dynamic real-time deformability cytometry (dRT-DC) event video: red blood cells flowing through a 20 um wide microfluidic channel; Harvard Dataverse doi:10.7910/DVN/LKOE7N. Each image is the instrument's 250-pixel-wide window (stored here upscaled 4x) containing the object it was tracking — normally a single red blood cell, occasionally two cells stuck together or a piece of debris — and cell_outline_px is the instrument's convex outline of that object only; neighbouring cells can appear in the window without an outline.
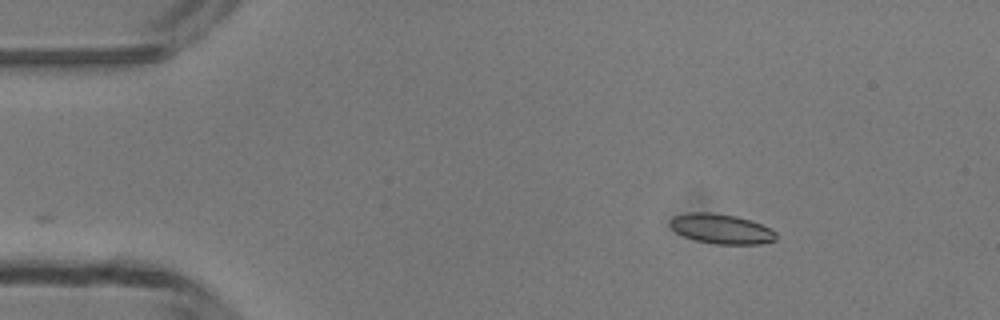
{"species": "common noctule bat (a hibernating species)", "species_latin": "Nyctalus noctula", "temperature_condition": "room temperature", "stored_images_in_passage": 43, "camera_frame_rate_fps": 3000, "um_per_image_px": 0.085, "animal": {"sex": "male", "body_mass_g": 13.3}, "frame": {"image": 1, "passage_image": 1, "time_ms": 0.0, "image_size_px": [1000, 320], "cell_outline_px": [[776, 240], [760, 244], [716, 244], [696, 240], [684, 236], [676, 232], [668, 224], [668, 220], [672, 216], [688, 212], [712, 212], [736, 216], [752, 220], [776, 232]], "centroid_in_image_um": [61.27, 19.44], "position_along_channel_um": 23.7, "area_um2": 18.55}}
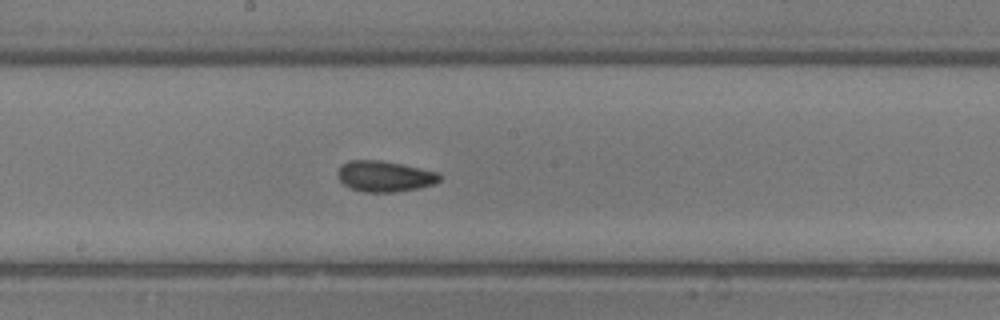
{"frame": {"image": 2, "passage_image": 20, "time_ms": 6.333, "image_size_px": [1000, 320], "cell_outline_px": [[440, 180], [436, 184], [420, 188], [396, 192], [364, 192], [352, 188], [344, 184], [336, 176], [336, 172], [340, 164], [348, 160], [380, 160], [440, 172]], "centroid_in_image_um": [32.69, 14.98], "position_along_channel_um": 215.5, "area_um2": 18.55}}
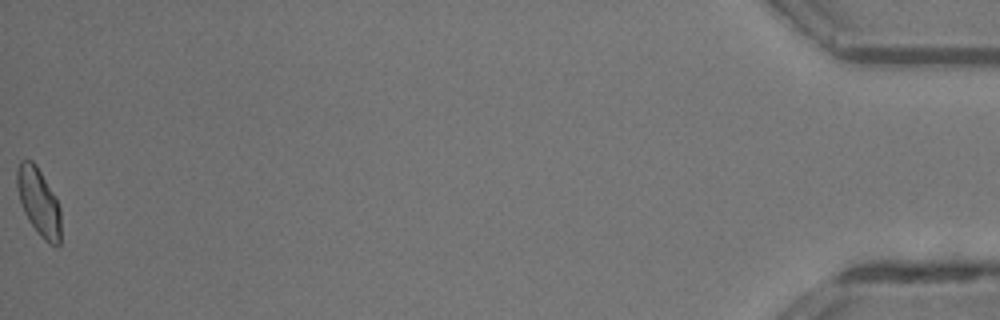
{"frame": {"image": 3, "passage_image": 43, "time_ms": 14.0, "image_size_px": [1000, 320], "cell_outline_px": [[60, 244], [56, 248], [48, 244], [40, 236], [28, 220], [24, 212], [20, 200], [16, 184], [16, 168], [20, 160], [32, 160], [36, 164], [52, 192], [60, 208]], "centroid_in_image_um": [3.28, 17.18], "position_along_channel_um": 431.9, "area_um2": 17.28}, "authors_computed_cell_mechanics": {"area_um2": 17.7446, "velocity_mm_per_s": 4.2114, "shape_relaxation_time_tau1_ms": 5.4397, "shape_relaxation_time_tau2_ms": 2.0967, "deformation_change_tau1": 0.0998, "deformation_change_tau2": 0.0682}}